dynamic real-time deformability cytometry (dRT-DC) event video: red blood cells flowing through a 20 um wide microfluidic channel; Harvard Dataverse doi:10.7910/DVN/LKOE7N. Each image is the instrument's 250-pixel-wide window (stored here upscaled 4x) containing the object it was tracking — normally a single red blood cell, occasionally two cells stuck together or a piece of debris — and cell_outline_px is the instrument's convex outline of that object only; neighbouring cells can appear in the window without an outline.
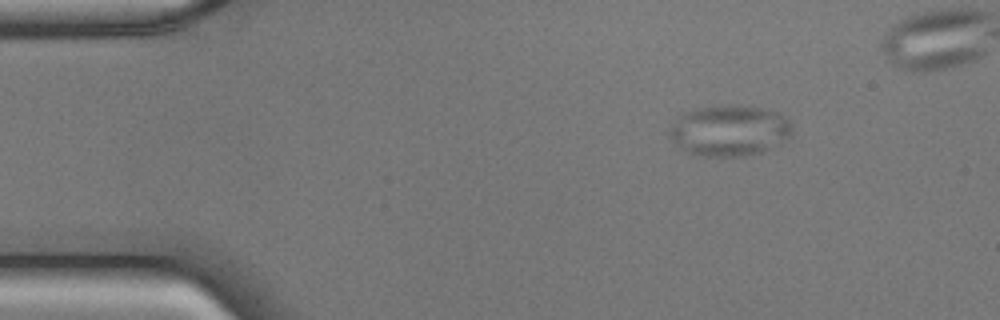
{"species": "common noctule bat (a hibernating species)", "species_latin": "Nyctalus noctula", "temperature_condition": "cold", "stored_images_in_passage": 46, "camera_frame_rate_fps": 3000, "um_per_image_px": 0.085, "animal": {"sex": "male", "body_mass_g": 17.9, "forearm_length_mm": 54.2}, "frame": {"image": 1, "passage_image": 4, "time_ms": 1.0, "image_size_px": [1000, 320], "cell_outline_px": [[792, 132], [788, 136], [768, 148], [760, 152], [744, 156], [696, 156], [688, 152], [668, 132], [668, 128], [676, 116], [680, 112], [696, 108], [720, 104], [732, 104], [760, 108], [776, 112], [788, 116], [792, 124]], "centroid_in_image_um": [61.97, 11.05], "position_along_channel_um": 23.0, "area_um2": 36.41}}
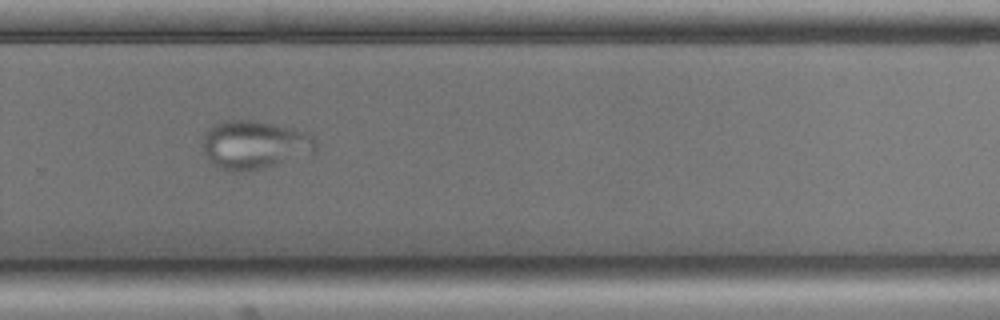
{"frame": {"image": 2, "passage_image": 33, "time_ms": 10.667, "image_size_px": [1000, 320], "cell_outline_px": [[316, 148], [312, 152], [260, 168], [244, 172], [232, 172], [220, 168], [212, 164], [208, 160], [204, 148], [204, 132], [208, 128], [224, 120], [256, 120], [304, 132], [312, 136], [316, 140]], "centroid_in_image_um": [21.55, 12.3], "position_along_channel_um": 308.2, "area_um2": 31.21}}
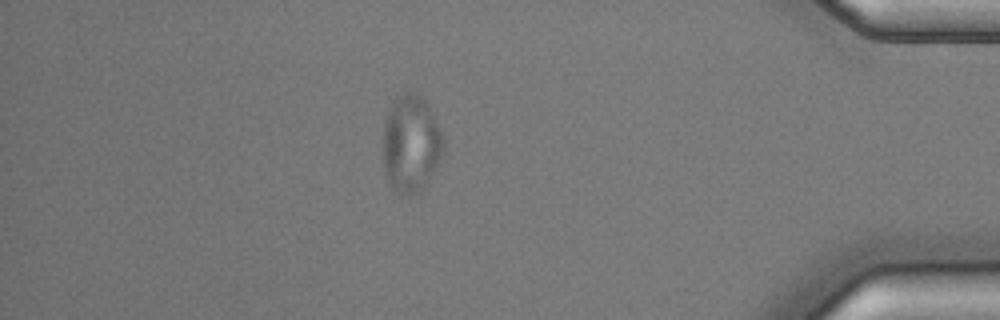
{"frame": {"image": 3, "passage_image": 44, "time_ms": 14.333, "image_size_px": [1000, 320], "cell_outline_px": [[444, 152], [440, 160], [428, 180], [412, 196], [400, 196], [392, 188], [384, 172], [384, 120], [392, 100], [396, 96], [404, 92], [416, 92], [428, 104], [444, 140]], "centroid_in_image_um": [34.91, 12.21], "position_along_channel_um": 400.3, "area_um2": 34.28}}